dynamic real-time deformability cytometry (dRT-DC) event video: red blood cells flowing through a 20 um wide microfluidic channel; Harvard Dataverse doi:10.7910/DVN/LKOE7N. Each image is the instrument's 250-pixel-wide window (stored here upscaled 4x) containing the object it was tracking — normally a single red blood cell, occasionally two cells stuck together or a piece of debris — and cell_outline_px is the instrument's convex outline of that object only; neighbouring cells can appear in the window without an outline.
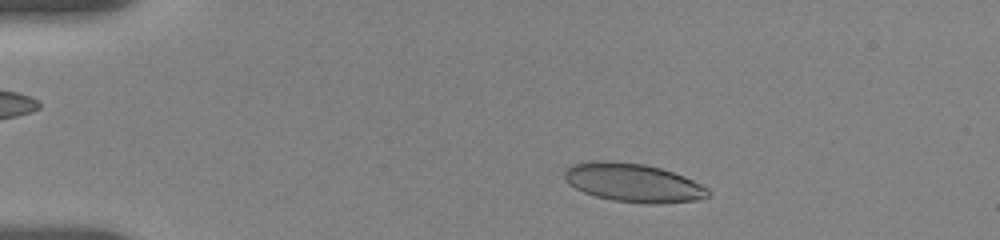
{"species": "human", "species_latin": "Homo sapiens", "temperature_condition": "room temperature", "stored_images_in_passage": 54, "camera_frame_rate_fps": 3000, "um_per_image_px": 0.085, "donor": {"sex": "female"}, "frame": {"image": 1, "passage_image": 8, "time_ms": 2.333, "image_size_px": [1000, 240], "cell_outline_px": [[708, 196], [696, 200], [660, 204], [644, 204], [612, 200], [596, 196], [584, 192], [568, 184], [564, 180], [564, 172], [572, 164], [592, 160], [616, 160], [644, 164], [660, 168], [684, 176], [708, 188]], "centroid_in_image_um": [53.78, 15.52], "position_along_channel_um": 31.2, "area_um2": 32.48}}
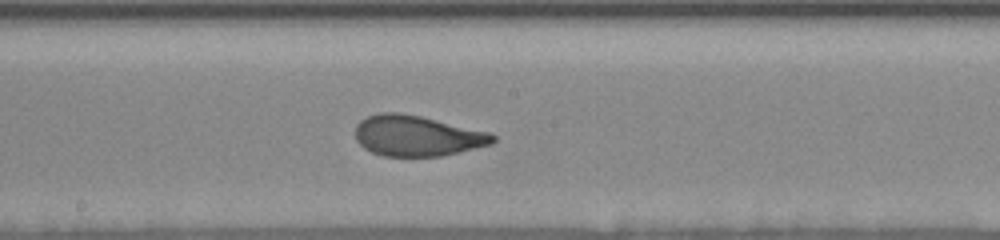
{"frame": {"image": 2, "passage_image": 29, "time_ms": 9.0, "image_size_px": [1000, 240], "cell_outline_px": [[496, 140], [492, 144], [440, 156], [384, 156], [372, 152], [364, 148], [356, 140], [356, 124], [360, 120], [368, 116], [380, 112], [400, 112], [420, 116], [488, 132], [496, 136]], "centroid_in_image_um": [35.42, 11.54], "position_along_channel_um": 212.8, "area_um2": 32.37}}
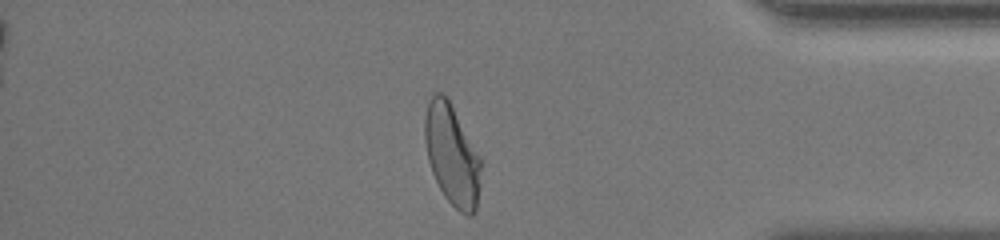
{"frame": {"image": 3, "passage_image": 49, "time_ms": 14.667, "image_size_px": [1000, 240], "cell_outline_px": [[480, 184], [476, 208], [472, 216], [468, 216], [460, 212], [444, 196], [432, 172], [428, 160], [424, 140], [424, 120], [428, 104], [432, 96], [436, 92], [440, 92], [448, 100], [480, 156]], "centroid_in_image_um": [38.41, 13.2], "position_along_channel_um": 396.8, "area_um2": 32.43}, "authors_computed_cell_mechanics": {"area_um2": 32.5414, "velocity_mm_per_s": 3.6405, "shape_relaxation_time_tau1_ms": 3.9376, "shape_relaxation_time_tau2_ms": 0.829, "deformation_change_tau1": 0.1859, "deformation_change_tau2": 0.0781}}